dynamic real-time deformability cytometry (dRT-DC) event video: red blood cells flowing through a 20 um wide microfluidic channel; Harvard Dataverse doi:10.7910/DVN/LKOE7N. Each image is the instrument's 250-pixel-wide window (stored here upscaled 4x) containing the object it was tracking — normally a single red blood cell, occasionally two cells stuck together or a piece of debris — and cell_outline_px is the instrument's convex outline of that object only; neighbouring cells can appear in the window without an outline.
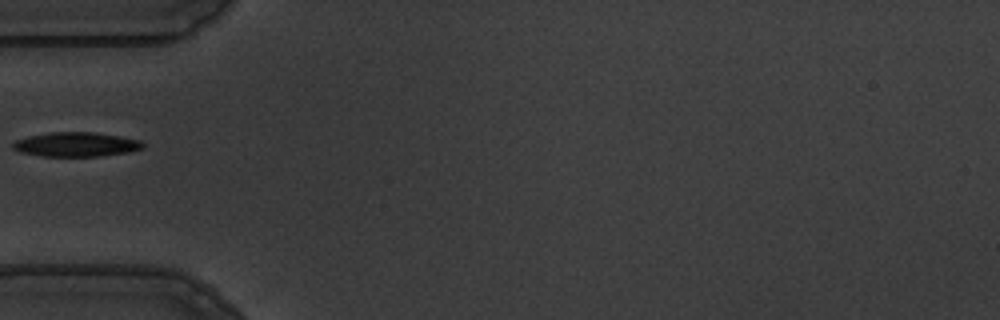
{"species": "common noctule bat (a hibernating species)", "species_latin": "Nyctalus noctula", "temperature_condition": "warm", "stored_images_in_passage": 38, "camera_frame_rate_fps": 3000, "um_per_image_px": 0.085, "animal": {"sex": "male", "body_mass_g": 19.5, "forearm_length_mm": 54.6}, "frame": {"image": 1, "passage_image": 1, "time_ms": 0.0, "image_size_px": [1000, 320], "cell_outline_px": [[144, 148], [128, 152], [100, 156], [44, 156], [20, 152], [12, 148], [12, 144], [16, 140], [28, 136], [48, 132], [96, 132], [120, 136], [140, 140], [144, 144]], "centroid_in_image_um": [6.47, 12.27], "position_along_channel_um": 78.5, "area_um2": 18.5}}
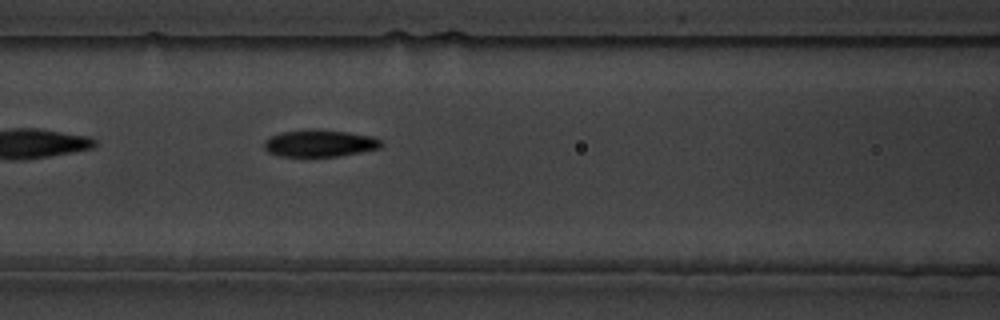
{"frame": {"image": 2, "passage_image": 6, "time_ms": 1.667, "image_size_px": [1000, 320], "cell_outline_px": [[384, 144], [380, 148], [360, 152], [336, 156], [280, 156], [268, 152], [264, 148], [264, 140], [280, 132], [308, 128], [320, 128], [348, 132], [372, 136], [380, 140]], "centroid_in_image_um": [27.16, 12.15], "position_along_channel_um": 139.4, "area_um2": 18.67}}
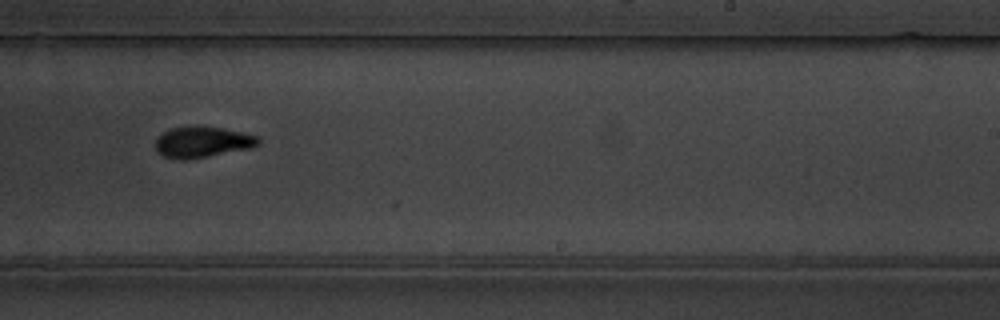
{"frame": {"image": 3, "passage_image": 17, "time_ms": 5.333, "image_size_px": [1000, 320], "cell_outline_px": [[260, 144], [252, 148], [188, 160], [176, 160], [164, 156], [156, 152], [156, 136], [168, 128], [188, 124], [224, 128], [256, 136], [260, 140]], "centroid_in_image_um": [17.14, 12.06], "position_along_channel_um": 271.9, "area_um2": 19.19}}